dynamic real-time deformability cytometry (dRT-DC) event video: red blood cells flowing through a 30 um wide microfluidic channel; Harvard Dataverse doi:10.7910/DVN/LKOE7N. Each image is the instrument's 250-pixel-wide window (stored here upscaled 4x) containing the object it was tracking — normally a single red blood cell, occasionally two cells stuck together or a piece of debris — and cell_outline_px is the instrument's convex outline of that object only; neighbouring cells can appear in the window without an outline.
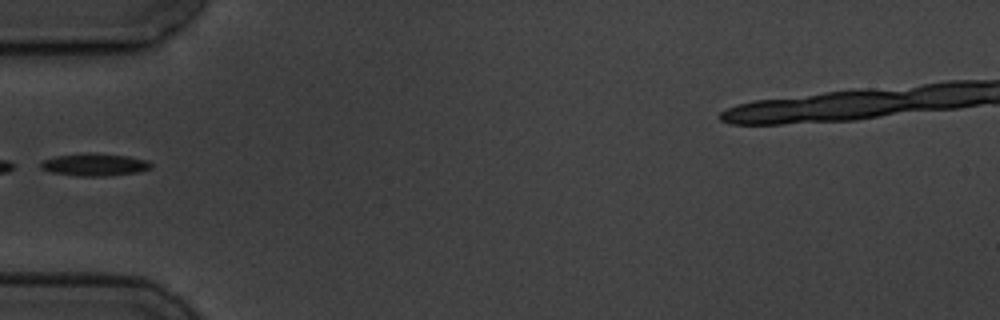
{"species": "common noctule bat (a hibernating species)", "species_latin": "Nyctalus noctula", "temperature_condition": "cold", "stored_images_in_passage": 6, "segment_of_instrument_passage": [2, 2], "camera_frame_rate_fps": 3000, "um_per_image_px": 0.085, "animal": {"sex": "male", "body_mass_g": 19.5, "forearm_length_mm": 54.6}, "frame": {"image": 1, "passage_image": 6, "time_ms": 5.667, "image_size_px": [1000, 320], "cell_outline_px": [[152, 168], [136, 172], [108, 176], [80, 176], [52, 172], [40, 168], [40, 164], [44, 160], [56, 156], [128, 156], [148, 160], [152, 164]], "centroid_in_image_um": [8.09, 14.05], "position_along_channel_um": 76.9, "area_um2": 13.35}}